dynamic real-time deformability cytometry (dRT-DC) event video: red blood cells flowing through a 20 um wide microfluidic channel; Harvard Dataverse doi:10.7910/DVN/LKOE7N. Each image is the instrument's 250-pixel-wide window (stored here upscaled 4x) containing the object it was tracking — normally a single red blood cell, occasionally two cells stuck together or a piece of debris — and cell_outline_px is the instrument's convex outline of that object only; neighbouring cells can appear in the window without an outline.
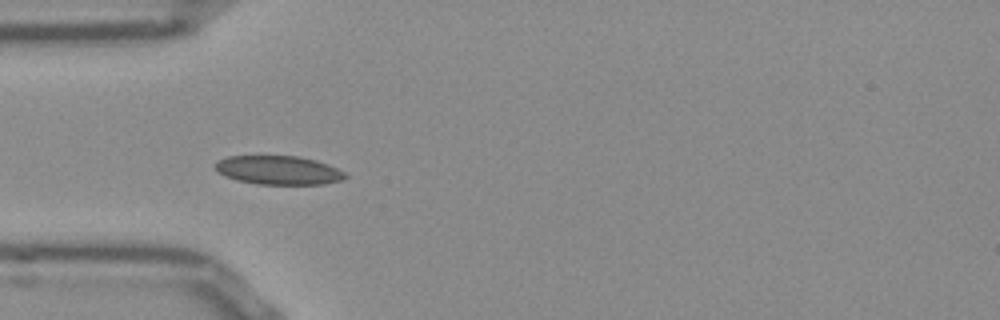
{"species": "Egyptian fruit bat (a non-hibernating species)", "species_latin": "Rousettus aegyptiacus", "temperature_condition": "room temperature", "stored_images_in_passage": 38, "camera_frame_rate_fps": 3000, "um_per_image_px": 0.085, "frame": {"image": 1, "passage_image": 1, "time_ms": 0.0, "image_size_px": [1000, 320], "cell_outline_px": [[348, 176], [340, 180], [324, 184], [256, 184], [236, 180], [224, 176], [216, 168], [216, 160], [228, 156], [300, 156], [316, 160], [328, 164], [344, 172]], "centroid_in_image_um": [23.66, 14.46], "position_along_channel_um": 61.3, "area_um2": 21.79}}
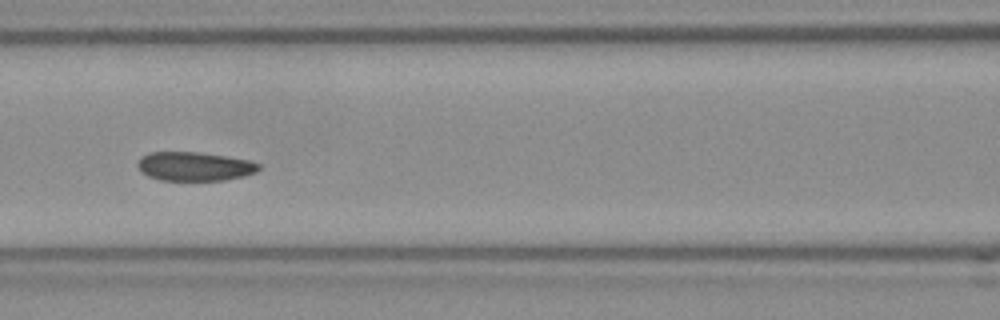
{"frame": {"image": 2, "passage_image": 8, "time_ms": 2.333, "image_size_px": [1000, 320], "cell_outline_px": [[260, 168], [256, 172], [244, 176], [224, 180], [160, 180], [148, 176], [136, 164], [140, 156], [148, 152], [200, 152], [248, 160], [260, 164]], "centroid_in_image_um": [16.52, 14.13], "position_along_channel_um": 150.1, "area_um2": 20.35}}
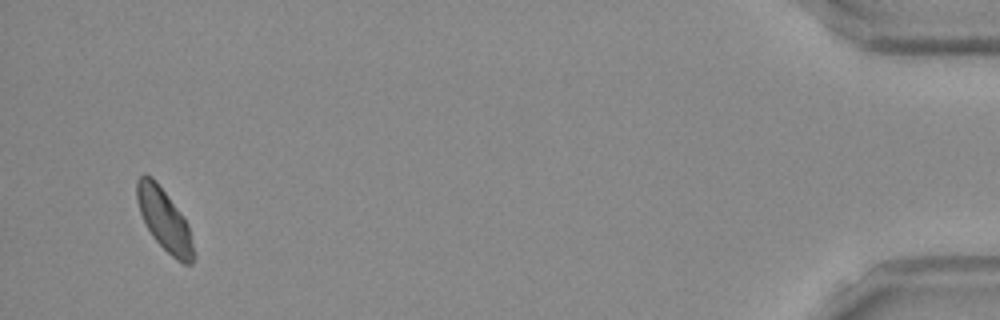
{"frame": {"image": 3, "passage_image": 36, "time_ms": 11.667, "image_size_px": [1000, 320], "cell_outline_px": [[196, 256], [192, 264], [184, 264], [176, 260], [152, 236], [140, 212], [136, 200], [136, 180], [144, 172], [152, 176], [156, 180], [184, 216], [188, 224]], "centroid_in_image_um": [13.98, 18.66], "position_along_channel_um": 421.2, "area_um2": 20.63}, "authors_computed_cell_mechanics": {"area_um2": 20.6924, "velocity_mm_per_s": 3.8136, "shape_relaxation_time_tau1_ms": 3.786, "shape_relaxation_time_tau2_ms": 9.8809, "deformation_change_tau1": 0.0665, "deformation_change_tau2": 0.1209}}